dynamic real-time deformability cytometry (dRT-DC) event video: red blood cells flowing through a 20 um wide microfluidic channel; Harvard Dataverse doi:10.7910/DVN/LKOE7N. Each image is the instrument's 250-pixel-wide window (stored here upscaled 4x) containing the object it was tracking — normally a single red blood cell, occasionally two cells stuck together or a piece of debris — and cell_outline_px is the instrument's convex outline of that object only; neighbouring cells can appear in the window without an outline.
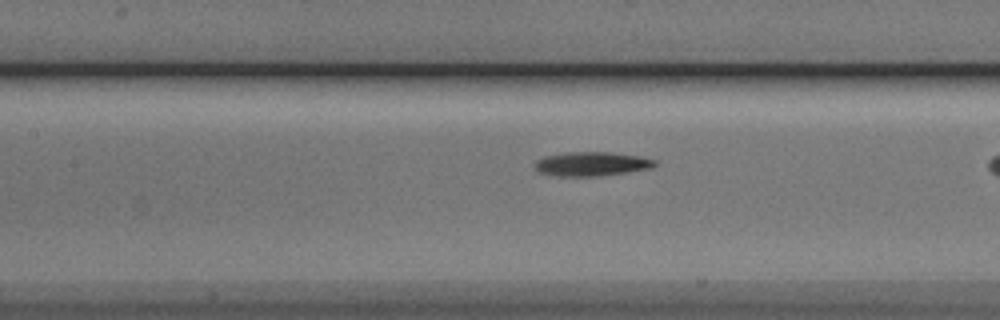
{"species": "Egyptian fruit bat (a non-hibernating species)", "species_latin": "Rousettus aegyptiacus", "temperature_condition": "cold", "stored_images_in_passage": 37, "camera_frame_rate_fps": 3000, "um_per_image_px": 0.085, "animal": {"sex": "male"}, "frame": {"image": 1, "passage_image": 19, "time_ms": 6.0, "image_size_px": [1000, 320], "cell_outline_px": [[656, 164], [652, 168], [628, 172], [596, 176], [560, 176], [540, 172], [536, 168], [536, 160], [544, 156], [568, 152], [608, 152], [640, 156], [656, 160]], "centroid_in_image_um": [50.32, 13.93], "position_along_channel_um": 157.1, "area_um2": 16.7}}
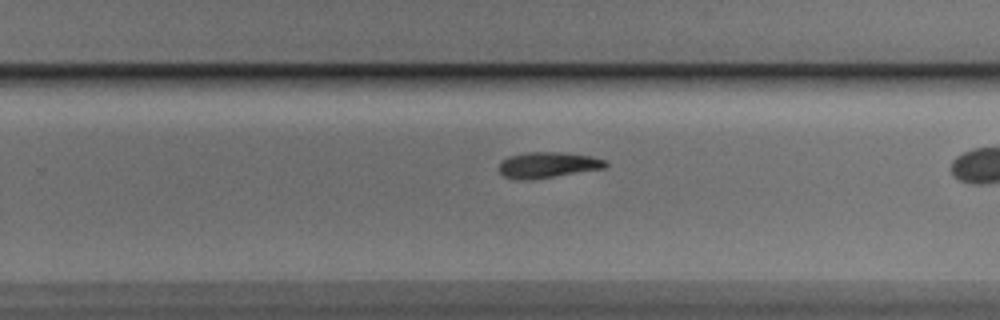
{"frame": {"image": 2, "passage_image": 29, "time_ms": 9.333, "image_size_px": [1000, 320], "cell_outline_px": [[608, 164], [604, 168], [532, 180], [524, 180], [504, 176], [500, 172], [500, 160], [508, 156], [528, 152], [556, 152], [588, 156], [604, 160]], "centroid_in_image_um": [46.51, 14.02], "position_along_channel_um": 283.3, "area_um2": 15.78}}
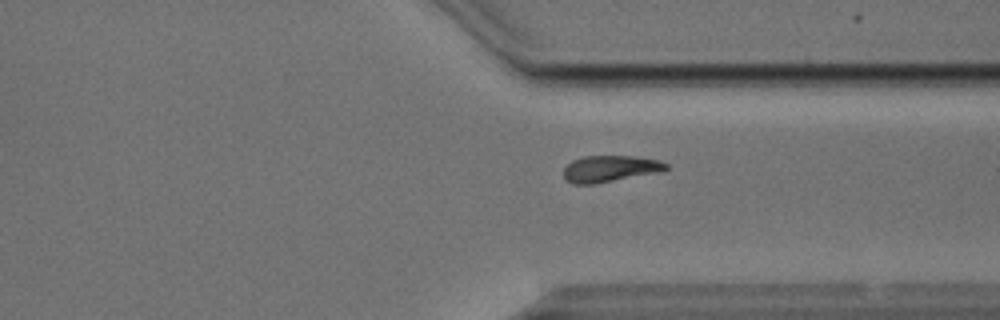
{"frame": {"image": 3, "passage_image": 35, "time_ms": 11.333, "image_size_px": [1000, 320], "cell_outline_px": [[668, 168], [660, 172], [596, 184], [572, 184], [564, 180], [564, 168], [572, 160], [584, 156], [632, 156], [656, 160], [668, 164]], "centroid_in_image_um": [51.81, 14.35], "position_along_channel_um": 359.6, "area_um2": 15.84}}